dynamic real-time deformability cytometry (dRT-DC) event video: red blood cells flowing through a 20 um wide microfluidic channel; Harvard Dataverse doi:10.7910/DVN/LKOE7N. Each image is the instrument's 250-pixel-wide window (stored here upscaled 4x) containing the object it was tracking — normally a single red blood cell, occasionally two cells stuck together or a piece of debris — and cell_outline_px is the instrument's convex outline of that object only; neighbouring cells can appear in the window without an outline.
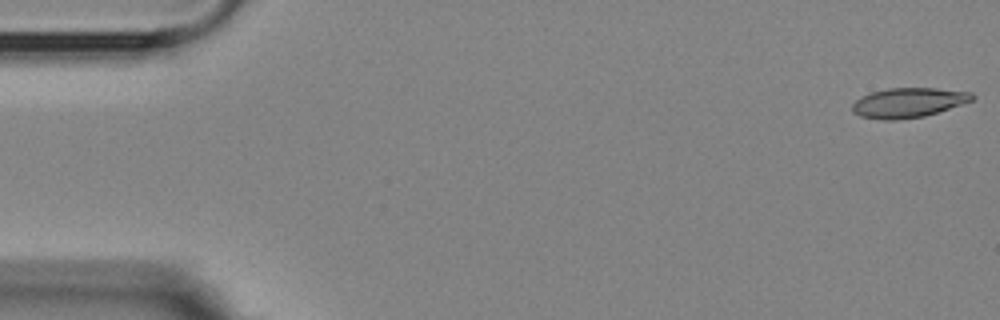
{"species": "Egyptian fruit bat (a non-hibernating species)", "species_latin": "Rousettus aegyptiacus", "temperature_condition": "room temperature", "stored_images_in_passage": 5, "segment_of_instrument_passage": [1, 2], "camera_frame_rate_fps": 3000, "um_per_image_px": 0.085, "animal": {"sex": "female"}, "frame": {"image": 1, "passage_image": 1, "time_ms": 0.0, "image_size_px": [1000, 320], "cell_outline_px": [[976, 96], [972, 100], [924, 116], [896, 120], [884, 120], [860, 116], [852, 112], [852, 104], [860, 96], [872, 92], [888, 88], [936, 88], [972, 92]], "centroid_in_image_um": [77.17, 8.72], "position_along_channel_um": 7.8, "area_um2": 20.63}}
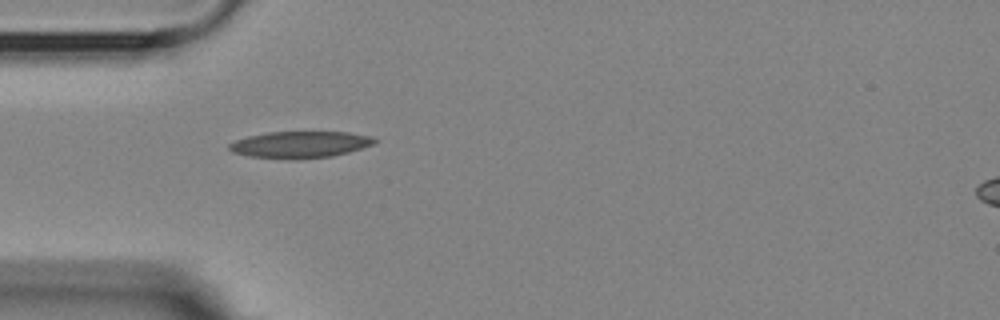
{"frame": {"image": 2, "passage_image": 4, "time_ms": 5.0, "image_size_px": [1000, 320], "cell_outline_px": [[380, 140], [376, 144], [348, 152], [332, 156], [296, 160], [292, 160], [248, 156], [232, 152], [228, 148], [228, 144], [236, 140], [248, 136], [268, 132], [348, 132], [372, 136]], "centroid_in_image_um": [25.54, 12.29], "position_along_channel_um": 59.5, "area_um2": 22.89}}